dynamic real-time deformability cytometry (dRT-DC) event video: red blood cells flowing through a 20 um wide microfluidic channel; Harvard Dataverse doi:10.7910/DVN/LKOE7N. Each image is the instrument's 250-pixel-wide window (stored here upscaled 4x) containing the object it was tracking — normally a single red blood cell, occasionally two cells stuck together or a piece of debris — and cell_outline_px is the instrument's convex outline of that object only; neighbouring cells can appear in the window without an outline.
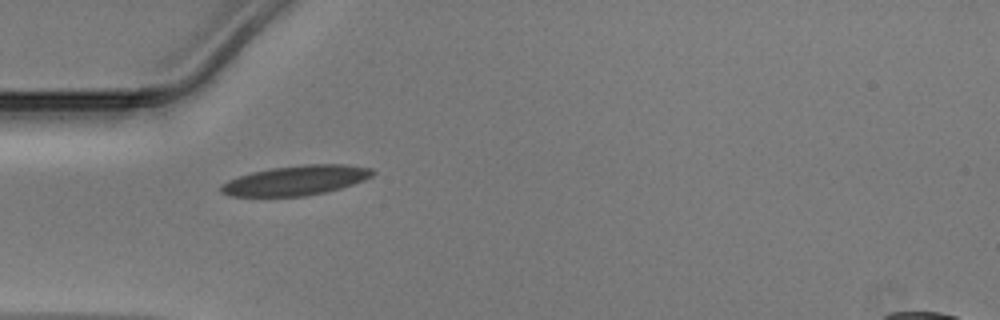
{"species": "Egyptian fruit bat (a non-hibernating species)", "species_latin": "Rousettus aegyptiacus", "temperature_condition": "warm", "stored_images_in_passage": 30, "camera_frame_rate_fps": 3000, "um_per_image_px": 0.085, "animal": {"sex": "male"}, "frame": {"image": 1, "passage_image": 1, "time_ms": 0.0, "image_size_px": [1000, 320], "cell_outline_px": [[376, 172], [372, 176], [364, 180], [340, 188], [324, 192], [304, 196], [232, 196], [220, 192], [220, 188], [228, 180], [252, 172], [272, 168], [304, 164], [344, 164], [372, 168]], "centroid_in_image_um": [25.19, 15.32], "position_along_channel_um": 59.8, "area_um2": 26.01}}
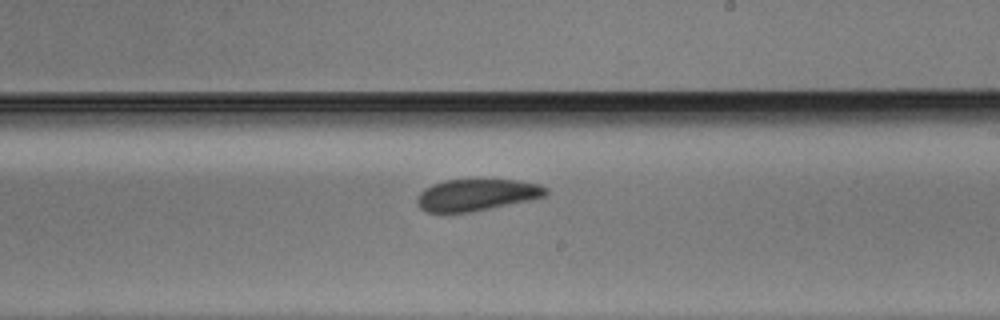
{"frame": {"image": 2, "passage_image": 15, "time_ms": 4.667, "image_size_px": [1000, 320], "cell_outline_px": [[548, 192], [544, 196], [528, 200], [472, 212], [440, 216], [428, 212], [420, 208], [416, 204], [416, 200], [420, 192], [424, 188], [432, 184], [444, 180], [516, 180], [540, 184], [548, 188]], "centroid_in_image_um": [40.42, 16.6], "position_along_channel_um": 248.6, "area_um2": 24.33}}
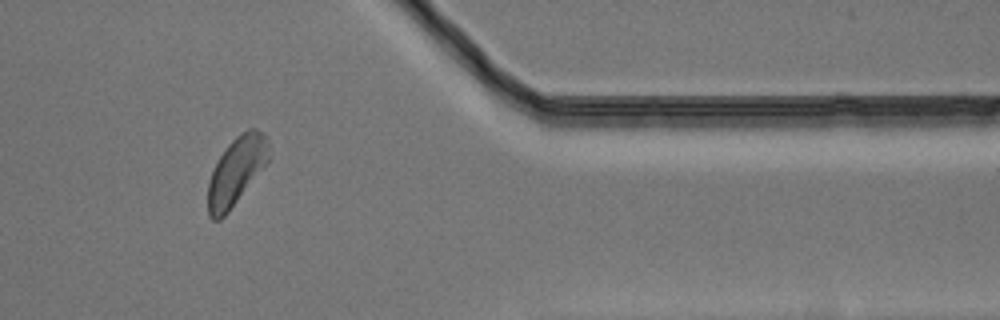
{"frame": {"image": 3, "passage_image": 27, "time_ms": 8.667, "image_size_px": [1000, 320], "cell_outline_px": [[268, 160], [228, 212], [220, 220], [212, 220], [208, 216], [208, 184], [212, 172], [220, 156], [228, 144], [240, 132], [248, 128], [256, 128], [264, 132], [268, 140]], "centroid_in_image_um": [20.07, 14.51], "position_along_channel_um": 391.3, "area_um2": 23.64}}